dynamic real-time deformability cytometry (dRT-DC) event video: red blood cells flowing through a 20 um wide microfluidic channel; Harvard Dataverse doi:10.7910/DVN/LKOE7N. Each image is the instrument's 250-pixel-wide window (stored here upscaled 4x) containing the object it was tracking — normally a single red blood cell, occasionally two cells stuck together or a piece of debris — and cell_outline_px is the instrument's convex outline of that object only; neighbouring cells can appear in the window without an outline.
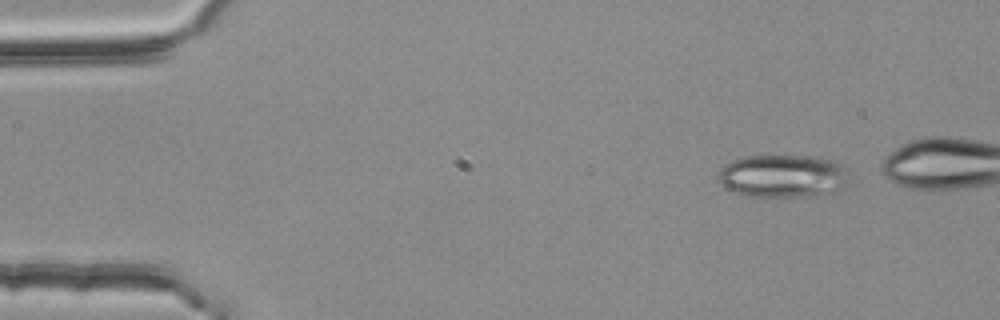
{"species": "common noctule bat (a hibernating species)", "species_latin": "Nyctalus noctula", "temperature_condition": "room temperature", "stored_images_in_passage": 3, "camera_frame_rate_fps": 3000, "um_per_image_px": 0.085, "animal": {"sex": "female", "body_mass_g": 25.1}, "frame": {"image": 1, "passage_image": 1, "time_ms": 0.0, "image_size_px": [1000, 320], "cell_outline_px": [[852, 180], [848, 184], [836, 192], [804, 196], [748, 196], [732, 192], [724, 188], [716, 180], [720, 168], [724, 164], [732, 160], [744, 156], [820, 156], [836, 160], [840, 164]], "centroid_in_image_um": [66.54, 14.95], "position_along_channel_um": 18.5, "area_um2": 33.35}}